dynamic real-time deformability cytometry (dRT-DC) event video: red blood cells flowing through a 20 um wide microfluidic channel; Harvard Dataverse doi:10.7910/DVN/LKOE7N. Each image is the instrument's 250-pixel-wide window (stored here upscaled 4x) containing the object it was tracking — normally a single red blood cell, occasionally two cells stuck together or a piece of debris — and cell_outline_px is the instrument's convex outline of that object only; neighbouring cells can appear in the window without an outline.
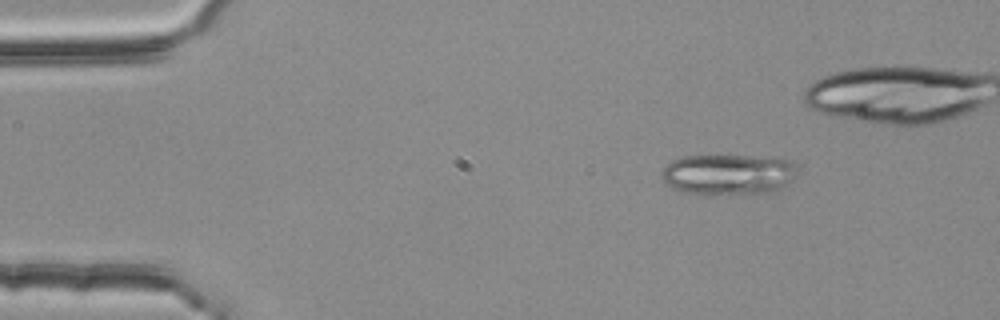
{"species": "common noctule bat (a hibernating species)", "species_latin": "Nyctalus noctula", "temperature_condition": "room temperature", "stored_images_in_passage": 4, "camera_frame_rate_fps": 3000, "um_per_image_px": 0.085, "animal": {"sex": "female", "body_mass_g": 25.1}, "frame": {"image": 1, "passage_image": 1, "time_ms": 0.0, "image_size_px": [1000, 320], "cell_outline_px": [[796, 168], [788, 180], [780, 188], [768, 192], [728, 196], [688, 192], [672, 188], [660, 176], [660, 172], [672, 160], [684, 156], [748, 156], [788, 160], [796, 164]], "centroid_in_image_um": [61.82, 14.84], "position_along_channel_um": 23.2, "area_um2": 31.79}}